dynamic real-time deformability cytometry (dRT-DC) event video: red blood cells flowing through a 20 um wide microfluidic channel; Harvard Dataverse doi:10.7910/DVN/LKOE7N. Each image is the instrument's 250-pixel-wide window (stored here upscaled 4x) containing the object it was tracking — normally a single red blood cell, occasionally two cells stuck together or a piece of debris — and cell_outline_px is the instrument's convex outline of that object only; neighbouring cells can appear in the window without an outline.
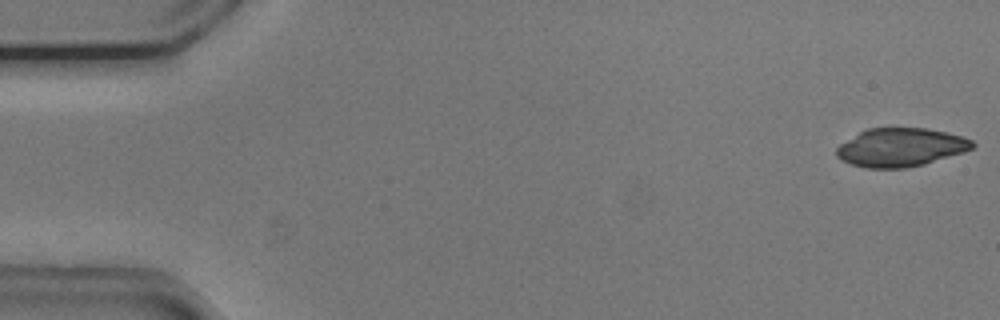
{"species": "common noctule bat (a hibernating species)", "species_latin": "Nyctalus noctula", "temperature_condition": "cold", "stored_images_in_passage": 9, "camera_frame_rate_fps": 3000, "um_per_image_px": 0.085, "animal": {"sex": "male", "body_mass_g": 20.5, "forearm_length_mm": 52.5}, "frame": {"image": 1, "passage_image": 1, "time_ms": 0.0, "image_size_px": [1000, 320], "cell_outline_px": [[976, 144], [972, 148], [964, 152], [924, 164], [904, 168], [864, 168], [840, 160], [836, 156], [836, 148], [840, 144], [860, 132], [868, 128], [928, 128], [960, 136], [972, 140]], "centroid_in_image_um": [76.54, 12.53], "position_along_channel_um": 8.5, "area_um2": 30.35}}